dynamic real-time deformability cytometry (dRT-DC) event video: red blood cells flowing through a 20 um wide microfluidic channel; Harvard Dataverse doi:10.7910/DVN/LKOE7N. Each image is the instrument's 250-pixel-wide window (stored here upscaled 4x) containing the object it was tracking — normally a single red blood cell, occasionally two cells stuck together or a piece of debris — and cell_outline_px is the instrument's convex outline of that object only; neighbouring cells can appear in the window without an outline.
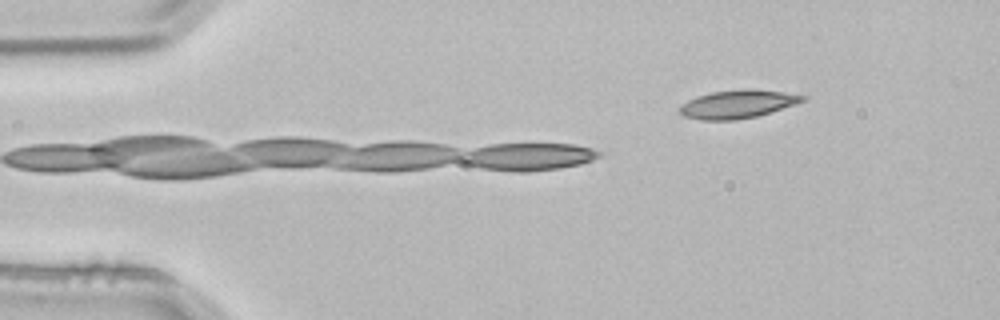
{"species": "common noctule bat (a hibernating species)", "species_latin": "Nyctalus noctula", "temperature_condition": "room temperature", "stored_images_in_passage": 5, "camera_frame_rate_fps": 3000, "um_per_image_px": 0.085, "animal": {"sex": "male", "body_mass_g": 21.5, "forearm_length_mm": 52.0}, "frame": {"image": 1, "passage_image": 1, "time_ms": 0.0, "image_size_px": [1000, 320], "cell_outline_px": [[808, 96], [804, 100], [796, 104], [756, 116], [736, 120], [700, 120], [684, 116], [680, 112], [680, 108], [688, 100], [696, 96], [712, 92], [744, 88], [748, 88], [780, 92]], "centroid_in_image_um": [62.69, 8.85], "position_along_channel_um": 22.3, "area_um2": 20.0}}